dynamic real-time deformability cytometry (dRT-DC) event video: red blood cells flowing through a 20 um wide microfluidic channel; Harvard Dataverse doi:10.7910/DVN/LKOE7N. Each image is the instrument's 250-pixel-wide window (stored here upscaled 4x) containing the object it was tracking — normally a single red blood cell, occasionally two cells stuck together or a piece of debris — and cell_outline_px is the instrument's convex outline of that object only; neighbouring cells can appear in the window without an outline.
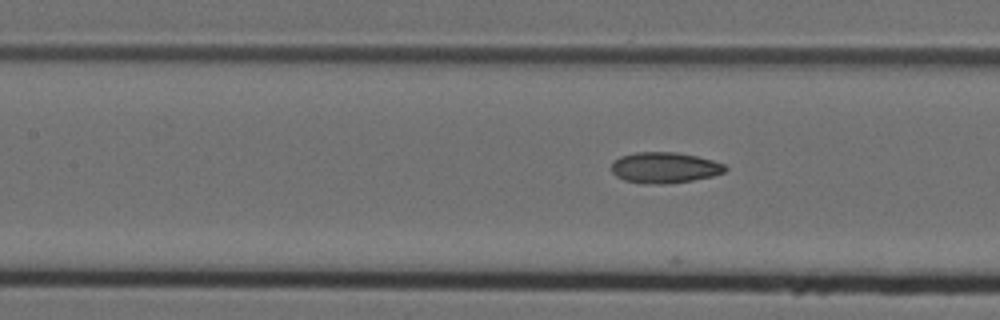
{"species": "Egyptian fruit bat (a non-hibernating species)", "species_latin": "Rousettus aegyptiacus", "temperature_condition": "cold", "stored_images_in_passage": 29, "camera_frame_rate_fps": 3000, "um_per_image_px": 0.085, "animal": {"sex": "female"}, "frame": {"image": 1, "passage_image": 21, "time_ms": 6.667, "image_size_px": [1000, 320], "cell_outline_px": [[728, 168], [724, 172], [712, 176], [692, 180], [668, 184], [644, 184], [624, 180], [616, 176], [612, 172], [612, 164], [620, 156], [636, 152], [676, 152], [696, 156], [712, 160], [724, 164]], "centroid_in_image_um": [56.48, 14.25], "position_along_channel_um": 150.9, "area_um2": 20.46}}
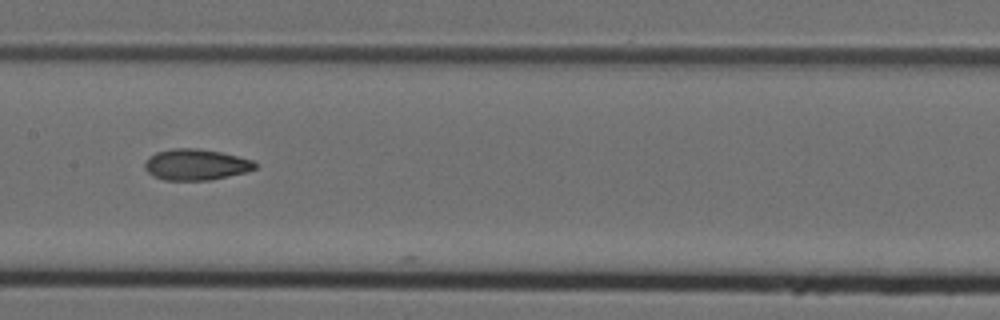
{"frame": {"image": 2, "passage_image": 24, "time_ms": 7.667, "image_size_px": [1000, 320], "cell_outline_px": [[256, 168], [248, 172], [212, 180], [164, 180], [152, 176], [144, 168], [144, 164], [148, 156], [156, 152], [172, 148], [196, 148], [220, 152], [252, 160], [256, 164]], "centroid_in_image_um": [16.63, 14.0], "position_along_channel_um": 190.8, "area_um2": 20.11}}
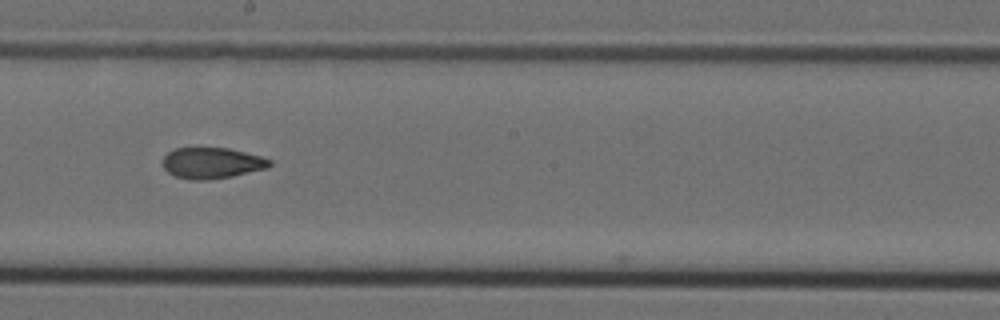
{"frame": {"image": 3, "passage_image": 27, "time_ms": 8.667, "image_size_px": [1000, 320], "cell_outline_px": [[272, 164], [268, 168], [232, 176], [208, 180], [188, 180], [176, 176], [168, 172], [160, 164], [164, 156], [168, 152], [176, 148], [228, 148], [260, 156], [272, 160]], "centroid_in_image_um": [17.99, 13.86], "position_along_channel_um": 230.2, "area_um2": 19.42}}